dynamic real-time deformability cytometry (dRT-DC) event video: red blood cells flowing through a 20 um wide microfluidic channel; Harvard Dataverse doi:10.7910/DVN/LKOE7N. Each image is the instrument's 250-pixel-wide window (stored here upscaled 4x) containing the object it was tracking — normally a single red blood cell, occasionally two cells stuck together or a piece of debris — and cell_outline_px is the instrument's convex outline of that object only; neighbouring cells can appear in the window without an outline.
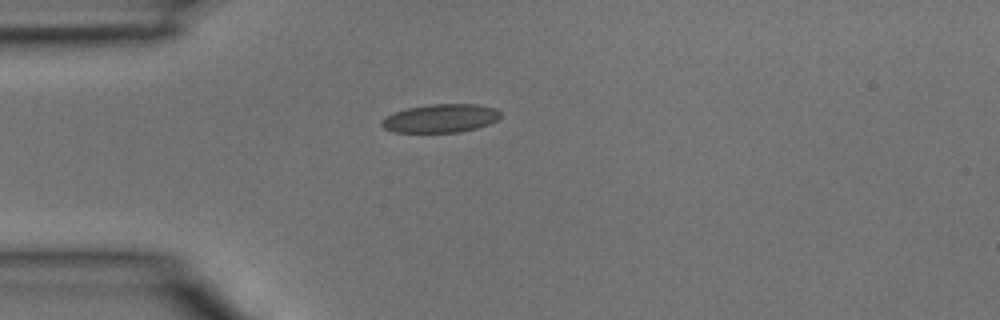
{"species": "common noctule bat (a hibernating species)", "species_latin": "Nyctalus noctula", "temperature_condition": "room temperature", "stored_images_in_passage": 1, "camera_frame_rate_fps": 3000, "um_per_image_px": 0.085, "animal": {"sex": "male", "body_mass_g": 15.6}, "frame": {"image": 1, "passage_image": 1, "time_ms": 0.0, "image_size_px": [1000, 320], "cell_outline_px": [[500, 116], [496, 120], [488, 124], [476, 128], [460, 132], [392, 132], [384, 128], [380, 124], [380, 120], [384, 116], [392, 112], [408, 108], [432, 104], [476, 104], [496, 108], [500, 112]], "centroid_in_image_um": [37.4, 10.05], "position_along_channel_um": 47.6, "area_um2": 19.77}}